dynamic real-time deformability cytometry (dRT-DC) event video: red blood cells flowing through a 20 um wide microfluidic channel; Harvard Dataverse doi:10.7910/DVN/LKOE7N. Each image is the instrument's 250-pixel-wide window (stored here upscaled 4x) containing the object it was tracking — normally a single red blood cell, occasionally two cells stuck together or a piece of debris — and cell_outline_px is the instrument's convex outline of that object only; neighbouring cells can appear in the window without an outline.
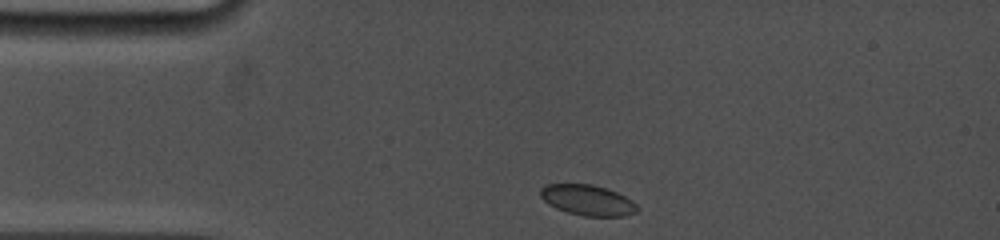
{"species": "common noctule bat (a hibernating species)", "species_latin": "Nyctalus noctula", "temperature_condition": "cold", "stored_images_in_passage": 33, "camera_frame_rate_fps": 5000, "um_per_image_px": 0.085, "animal": {"sex": "female", "body_mass_g": 19.0, "forearm_length_mm": 53.3}, "frame": {"image": 1, "passage_image": 1, "time_ms": 0.0, "image_size_px": [1000, 240], "cell_outline_px": [[640, 208], [636, 212], [624, 216], [584, 216], [568, 212], [556, 208], [548, 204], [540, 196], [540, 188], [544, 184], [592, 184], [616, 192], [632, 200]], "centroid_in_image_um": [49.94, 17.01], "position_along_channel_um": 35.1, "area_um2": 17.22}}
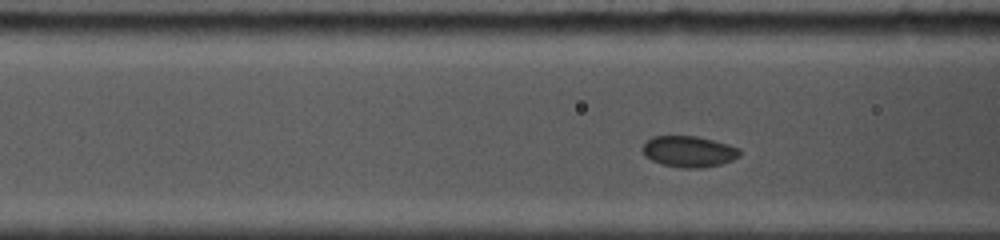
{"frame": {"image": 2, "passage_image": 19, "time_ms": 2.8, "image_size_px": [1000, 240], "cell_outline_px": [[740, 156], [732, 160], [720, 164], [700, 168], [684, 168], [660, 164], [644, 156], [644, 144], [652, 136], [696, 136], [728, 144], [740, 148]], "centroid_in_image_um": [58.56, 12.88], "position_along_channel_um": 108.0, "area_um2": 17.51}}
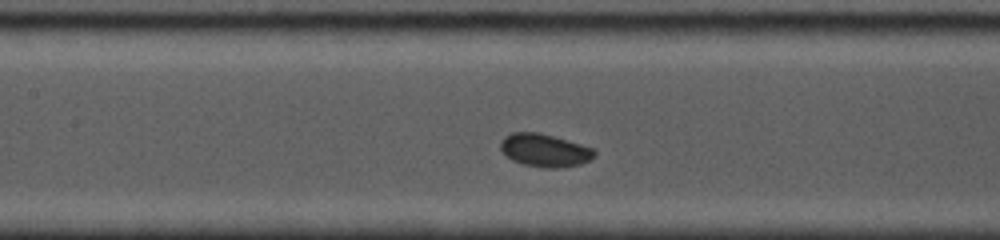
{"frame": {"image": 3, "passage_image": 28, "time_ms": 4.2, "image_size_px": [1000, 240], "cell_outline_px": [[596, 156], [592, 160], [580, 164], [560, 168], [544, 168], [524, 164], [512, 160], [500, 148], [500, 140], [504, 136], [512, 132], [536, 132], [552, 136], [596, 148]], "centroid_in_image_um": [46.34, 12.78], "position_along_channel_um": 161.1, "area_um2": 18.15}}